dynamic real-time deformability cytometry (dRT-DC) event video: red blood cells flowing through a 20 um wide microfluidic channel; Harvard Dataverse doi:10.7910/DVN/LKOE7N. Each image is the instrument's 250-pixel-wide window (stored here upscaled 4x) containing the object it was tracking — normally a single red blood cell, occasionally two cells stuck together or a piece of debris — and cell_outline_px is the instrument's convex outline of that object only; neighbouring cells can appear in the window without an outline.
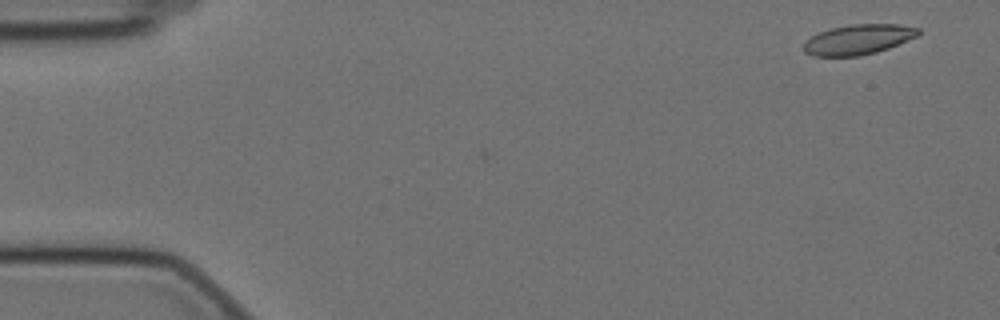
{"species": "Egyptian fruit bat (a non-hibernating species)", "species_latin": "Rousettus aegyptiacus", "temperature_condition": "cold", "stored_images_in_passage": 7, "camera_frame_rate_fps": 3000, "um_per_image_px": 0.085, "animal": {"sex": "female"}, "frame": {"image": 1, "passage_image": 1, "time_ms": 0.0, "image_size_px": [1000, 320], "cell_outline_px": [[920, 32], [916, 36], [908, 40], [888, 48], [876, 52], [860, 56], [812, 56], [804, 52], [804, 40], [820, 32], [832, 28], [852, 24], [900, 24], [920, 28]], "centroid_in_image_um": [72.94, 3.36], "position_along_channel_um": 12.1, "area_um2": 20.06}}